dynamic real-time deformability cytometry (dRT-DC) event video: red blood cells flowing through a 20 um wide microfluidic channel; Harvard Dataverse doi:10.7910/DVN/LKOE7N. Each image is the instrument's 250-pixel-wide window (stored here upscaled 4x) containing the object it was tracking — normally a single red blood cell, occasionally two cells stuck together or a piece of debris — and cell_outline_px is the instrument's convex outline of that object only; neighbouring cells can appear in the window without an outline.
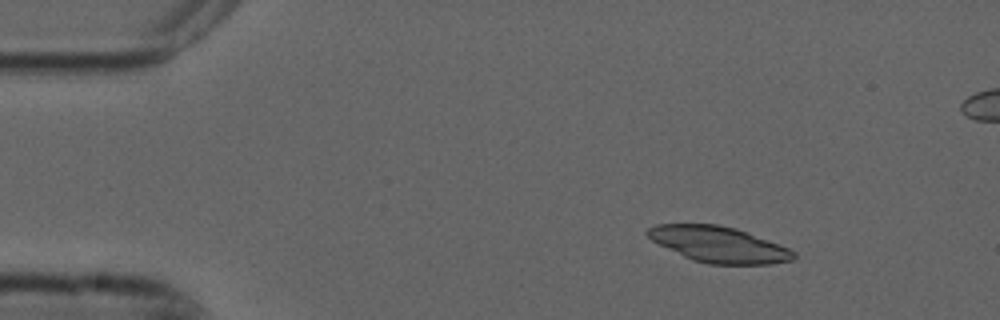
{"species": "common noctule bat (a hibernating species)", "species_latin": "Nyctalus noctula", "temperature_condition": "cold", "stored_images_in_passage": 6, "camera_frame_rate_fps": 3000, "um_per_image_px": 0.085, "animal": {"sex": "male", "forearm_length_mm": 52.5}, "frame": {"image": 1, "passage_image": 3, "time_ms": 0.667, "image_size_px": [1000, 320], "cell_outline_px": [[796, 256], [792, 260], [772, 264], [708, 264], [692, 260], [652, 240], [644, 232], [648, 228], [656, 224], [716, 224], [736, 228], [748, 232], [788, 248], [796, 252]], "centroid_in_image_um": [61.1, 20.77], "position_along_channel_um": 23.9, "area_um2": 30.35}}